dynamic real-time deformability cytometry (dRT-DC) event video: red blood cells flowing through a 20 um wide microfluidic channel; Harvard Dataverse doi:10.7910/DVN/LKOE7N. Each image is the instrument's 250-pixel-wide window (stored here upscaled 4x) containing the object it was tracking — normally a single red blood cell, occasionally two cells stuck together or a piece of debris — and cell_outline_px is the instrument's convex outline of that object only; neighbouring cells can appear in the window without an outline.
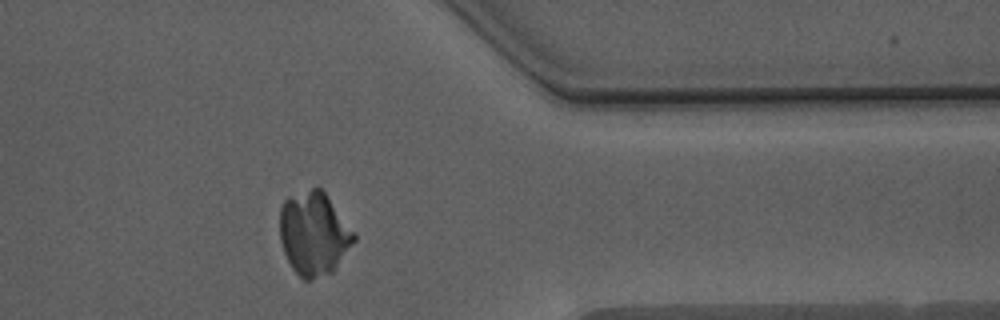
{"species": "Egyptian fruit bat (a non-hibernating species)", "species_latin": "Rousettus aegyptiacus", "temperature_condition": "warm", "stored_images_in_passage": 34, "camera_frame_rate_fps": 3000, "um_per_image_px": 0.085, "animal": {"sex": "male"}, "frame": {"image": 1, "passage_image": 26, "time_ms": 8.333, "image_size_px": [1000, 320], "cell_outline_px": [[356, 240], [332, 272], [312, 280], [304, 280], [292, 268], [284, 252], [280, 240], [280, 208], [284, 200], [288, 196], [312, 188], [320, 188], [324, 192], [356, 232]], "centroid_in_image_um": [26.68, 19.85], "position_along_channel_um": 384.7, "area_um2": 36.07}}
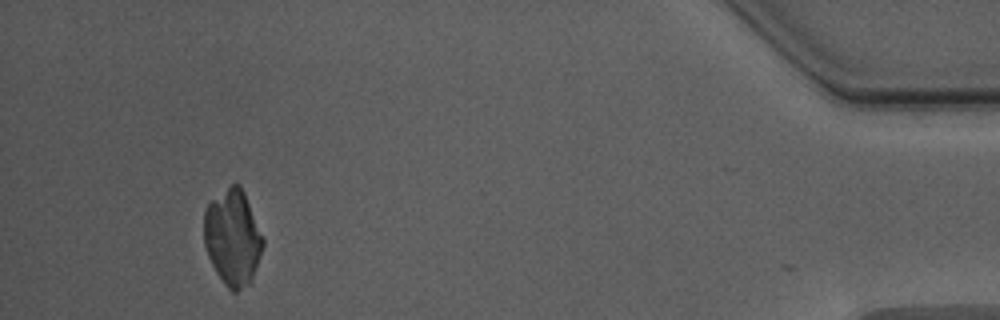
{"frame": {"image": 2, "passage_image": 33, "time_ms": 10.667, "image_size_px": [1000, 320], "cell_outline_px": [[264, 244], [252, 280], [248, 284], [236, 292], [232, 292], [224, 284], [216, 272], [208, 256], [204, 244], [204, 212], [208, 204], [212, 200], [232, 184], [240, 184], [244, 192], [264, 240]], "centroid_in_image_um": [19.77, 20.21], "position_along_channel_um": 415.4, "area_um2": 32.6}}